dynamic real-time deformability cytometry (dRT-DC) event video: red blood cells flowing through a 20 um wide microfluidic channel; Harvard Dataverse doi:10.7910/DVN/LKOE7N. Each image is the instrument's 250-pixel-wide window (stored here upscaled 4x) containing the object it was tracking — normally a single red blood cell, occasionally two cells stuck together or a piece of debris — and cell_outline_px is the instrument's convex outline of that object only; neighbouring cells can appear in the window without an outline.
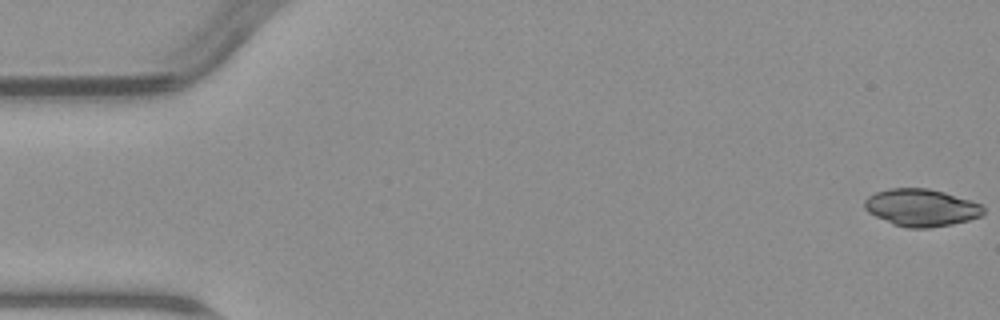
{"species": "common noctule bat (a hibernating species)", "species_latin": "Nyctalus noctula", "temperature_condition": "warm", "stored_images_in_passage": 5, "camera_frame_rate_fps": 3000, "um_per_image_px": 0.085, "animal": {"sex": "male", "body_mass_g": 23.1, "forearm_length_mm": 52.7}, "frame": {"image": 1, "passage_image": 1, "time_ms": 0.0, "image_size_px": [1000, 320], "cell_outline_px": [[984, 212], [980, 216], [968, 220], [952, 224], [928, 228], [908, 228], [892, 224], [868, 212], [864, 208], [864, 200], [868, 196], [876, 192], [888, 188], [928, 188], [944, 192], [972, 200], [980, 204], [984, 208]], "centroid_in_image_um": [78.29, 17.64], "position_along_channel_um": 6.7, "area_um2": 25.89}}